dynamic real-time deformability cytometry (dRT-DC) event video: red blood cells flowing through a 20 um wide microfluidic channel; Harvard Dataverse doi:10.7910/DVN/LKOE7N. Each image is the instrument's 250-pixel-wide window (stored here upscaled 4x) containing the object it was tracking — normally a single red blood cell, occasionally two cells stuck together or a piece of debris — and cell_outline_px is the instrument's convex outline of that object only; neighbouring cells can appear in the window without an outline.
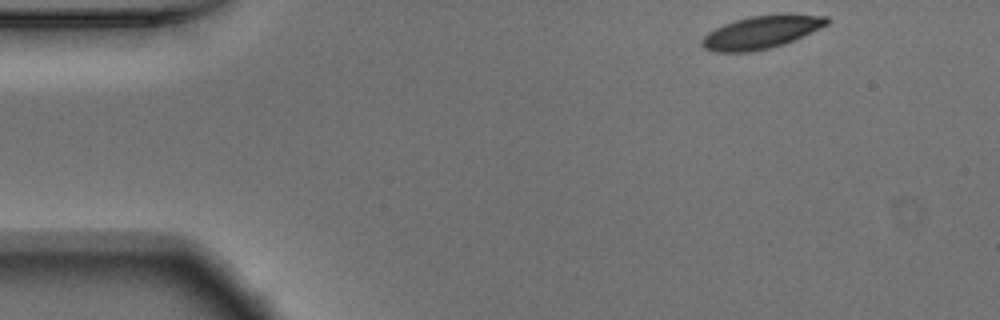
{"species": "Egyptian fruit bat (a non-hibernating species)", "species_latin": "Rousettus aegyptiacus", "temperature_condition": "warm", "stored_images_in_passage": 49, "camera_frame_rate_fps": 3000, "um_per_image_px": 0.085, "animal": {"sex": "male"}, "frame": {"image": 1, "passage_image": 1, "time_ms": 0.0, "image_size_px": [1000, 320], "cell_outline_px": [[828, 24], [820, 28], [784, 44], [752, 52], [712, 52], [704, 48], [700, 44], [700, 40], [708, 32], [724, 24], [736, 20], [752, 16], [784, 12], [788, 12], [828, 16]], "centroid_in_image_um": [64.72, 2.71], "position_along_channel_um": 20.3, "area_um2": 24.28}}
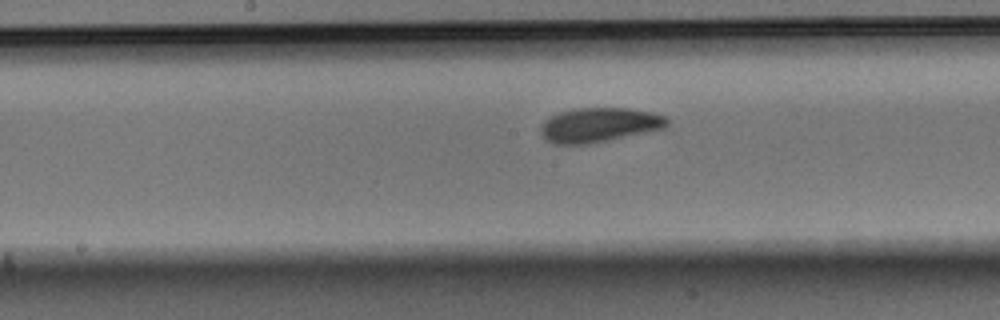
{"frame": {"image": 2, "passage_image": 22, "time_ms": 7.0, "image_size_px": [1000, 320], "cell_outline_px": [[668, 124], [664, 128], [592, 144], [556, 144], [548, 140], [540, 132], [540, 128], [544, 120], [560, 112], [572, 108], [628, 108], [652, 112], [668, 116]], "centroid_in_image_um": [50.95, 10.61], "position_along_channel_um": 197.2, "area_um2": 25.43}}
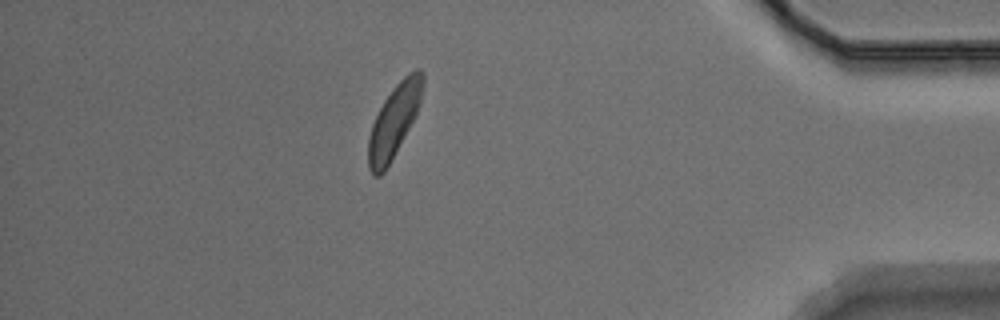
{"frame": {"image": 3, "passage_image": 42, "time_ms": 13.667, "image_size_px": [1000, 320], "cell_outline_px": [[424, 80], [420, 104], [408, 128], [384, 172], [380, 176], [372, 176], [368, 168], [368, 136], [372, 124], [384, 100], [396, 84], [408, 72], [416, 68], [420, 68], [424, 72]], "centroid_in_image_um": [33.49, 10.25], "position_along_channel_um": 401.7, "area_um2": 22.66}, "authors_computed_cell_mechanics": {"area_um2": 24.565, "velocity_mm_per_s": 3.7056, "shape_relaxation_time_tau1_ms": 2.1095, "shape_relaxation_time_tau2_ms": 10.4603, "deformation_change_tau1": 0.1164, "deformation_change_tau2": 0.1136}}